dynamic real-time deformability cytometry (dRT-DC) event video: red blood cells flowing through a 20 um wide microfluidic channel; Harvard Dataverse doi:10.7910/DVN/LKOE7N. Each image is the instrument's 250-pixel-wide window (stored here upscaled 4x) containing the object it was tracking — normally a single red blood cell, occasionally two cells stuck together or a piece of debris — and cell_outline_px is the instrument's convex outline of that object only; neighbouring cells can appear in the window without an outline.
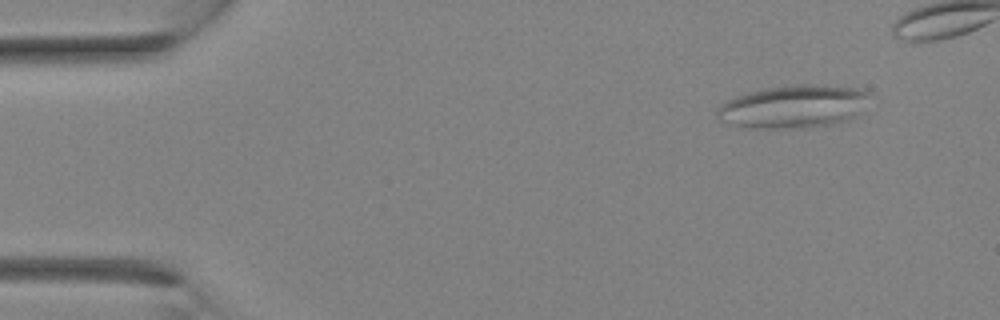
{"species": "Egyptian fruit bat (a non-hibernating species)", "species_latin": "Rousettus aegyptiacus", "temperature_condition": "room temperature", "stored_images_in_passage": 14, "camera_frame_rate_fps": 3000, "um_per_image_px": 0.085, "animal": {"sex": "female"}, "frame": {"image": 1, "passage_image": 3, "time_ms": 0.667, "image_size_px": [1000, 320], "cell_outline_px": [[872, 92], [856, 116], [848, 120], [832, 124], [808, 128], [744, 128], [720, 120], [716, 116], [716, 112], [720, 104], [724, 100], [748, 92], [764, 88], [800, 84], [812, 84], [860, 88]], "centroid_in_image_um": [67.43, 9.06], "position_along_channel_um": 17.6, "area_um2": 38.49}}
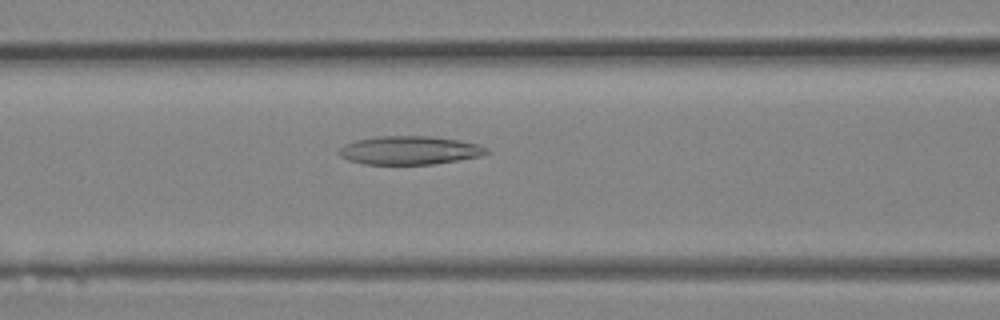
{"frame": {"image": 2, "passage_image": 12, "time_ms": 3.667, "image_size_px": [1000, 320], "cell_outline_px": [[488, 152], [480, 156], [432, 164], [364, 164], [348, 160], [340, 156], [336, 152], [340, 148], [356, 140], [380, 136], [428, 136], [460, 140], [480, 144], [488, 148]], "centroid_in_image_um": [34.82, 12.77], "position_along_channel_um": 131.8, "area_um2": 24.33}}
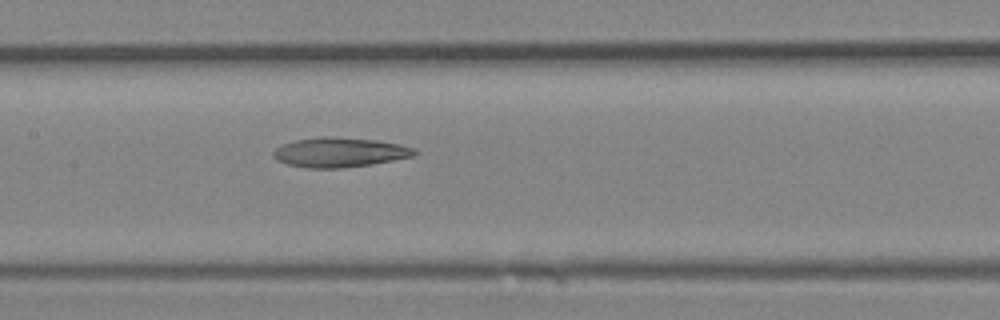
{"frame": {"image": 3, "passage_image": 14, "time_ms": 4.333, "image_size_px": [1000, 320], "cell_outline_px": [[420, 152], [416, 156], [372, 164], [340, 168], [304, 168], [288, 164], [276, 160], [272, 156], [272, 152], [276, 148], [284, 144], [296, 140], [324, 136], [332, 136], [376, 140], [416, 148]], "centroid_in_image_um": [28.89, 12.95], "position_along_channel_um": 178.5, "area_um2": 24.51}}